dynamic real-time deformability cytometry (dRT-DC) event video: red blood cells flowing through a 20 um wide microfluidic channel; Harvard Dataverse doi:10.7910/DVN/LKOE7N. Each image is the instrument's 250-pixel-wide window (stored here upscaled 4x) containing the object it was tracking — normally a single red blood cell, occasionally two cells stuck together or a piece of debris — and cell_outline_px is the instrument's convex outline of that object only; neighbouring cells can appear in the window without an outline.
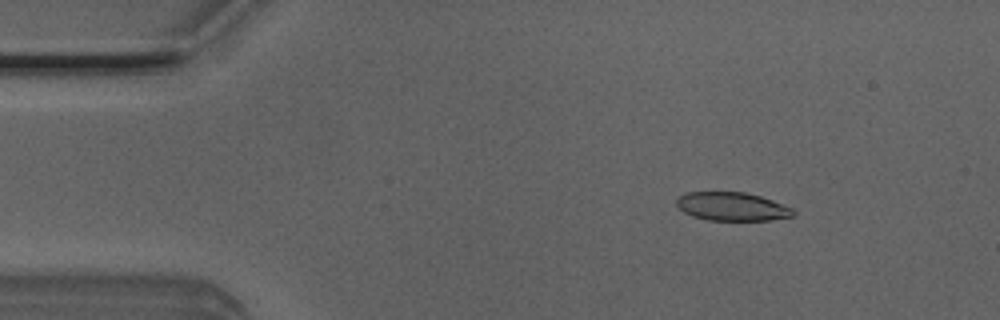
{"species": "Egyptian fruit bat (a non-hibernating species)", "species_latin": "Rousettus aegyptiacus", "temperature_condition": "room temperature", "stored_images_in_passage": 50, "camera_frame_rate_fps": 3000, "um_per_image_px": 0.085, "animal": {"sex": "male"}, "frame": {"image": 1, "passage_image": 6, "time_ms": 1.667, "image_size_px": [1000, 320], "cell_outline_px": [[796, 212], [792, 216], [772, 220], [708, 220], [692, 216], [684, 212], [676, 204], [676, 200], [680, 196], [688, 192], [744, 192], [760, 196], [772, 200], [792, 208]], "centroid_in_image_um": [62.23, 17.56], "position_along_channel_um": 22.8, "area_um2": 19.25}}
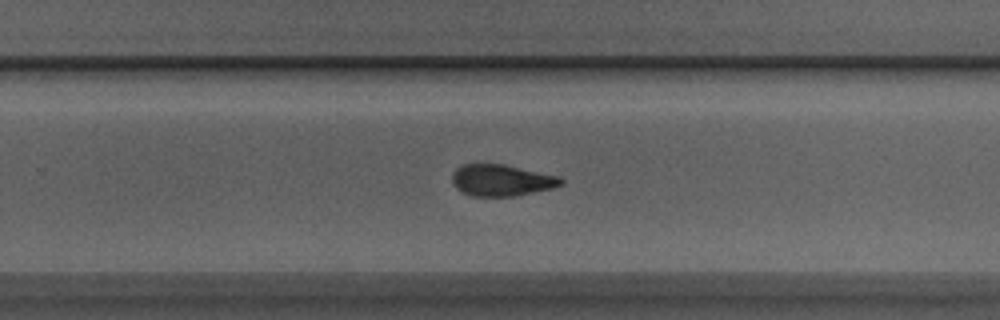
{"frame": {"image": 2, "passage_image": 31, "time_ms": 10.0, "image_size_px": [1000, 320], "cell_outline_px": [[564, 184], [552, 188], [516, 196], [472, 196], [456, 188], [452, 184], [452, 176], [456, 168], [464, 164], [504, 164], [560, 176], [564, 180]], "centroid_in_image_um": [42.65, 15.32], "position_along_channel_um": 287.1, "area_um2": 20.06}}
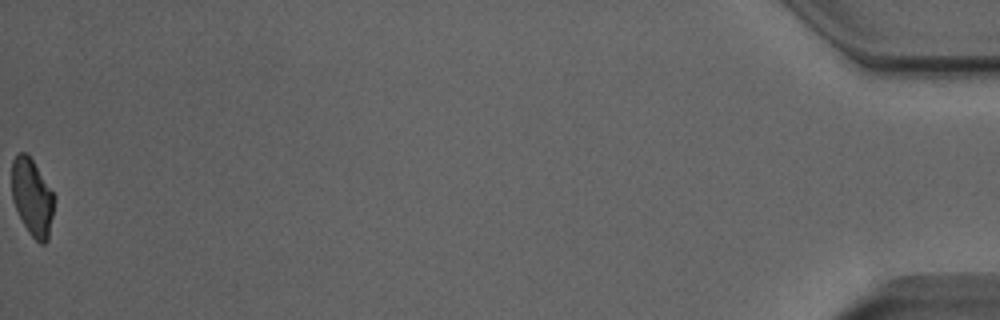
{"frame": {"image": 3, "passage_image": 50, "time_ms": 16.333, "image_size_px": [1000, 320], "cell_outline_px": [[56, 196], [48, 240], [44, 244], [40, 244], [28, 232], [12, 200], [12, 160], [20, 152], [24, 152], [32, 160]], "centroid_in_image_um": [2.75, 16.79], "position_along_channel_um": 432.4, "area_um2": 18.96}, "authors_computed_cell_mechanics": {"area_um2": 20.6346, "velocity_mm_per_s": 4.0166, "shape_relaxation_time_tau1_ms": 7.1062, "shape_relaxation_time_tau2_ms": 3.4087, "deformation_change_tau1": 0.1687, "deformation_change_tau2": 0.1021}}